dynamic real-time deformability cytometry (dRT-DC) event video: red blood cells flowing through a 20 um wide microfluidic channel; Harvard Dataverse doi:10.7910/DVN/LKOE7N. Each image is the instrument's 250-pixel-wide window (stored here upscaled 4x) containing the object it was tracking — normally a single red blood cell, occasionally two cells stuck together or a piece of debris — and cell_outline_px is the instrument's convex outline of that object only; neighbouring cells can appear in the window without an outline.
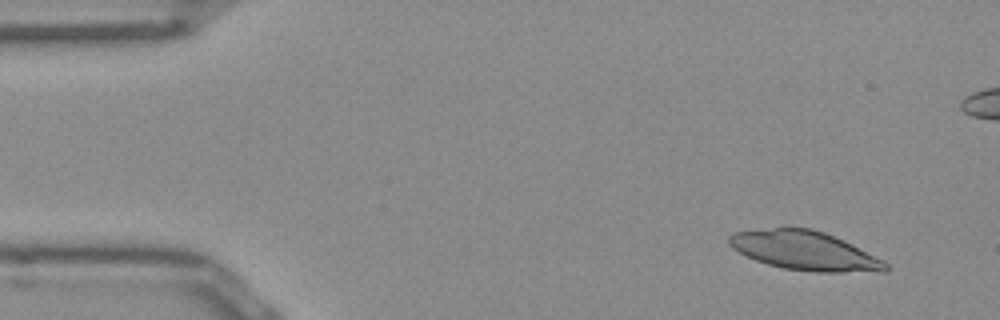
{"species": "Egyptian fruit bat (a non-hibernating species)", "species_latin": "Rousettus aegyptiacus", "temperature_condition": "room temperature", "stored_images_in_passage": 49, "camera_frame_rate_fps": 3000, "um_per_image_px": 0.085, "frame": {"image": 1, "passage_image": 2, "time_ms": 0.333, "image_size_px": [1000, 320], "cell_outline_px": [[892, 268], [888, 272], [816, 272], [784, 268], [768, 264], [756, 260], [732, 248], [728, 244], [728, 236], [732, 232], [772, 228], [812, 228], [824, 232], [844, 240], [884, 260]], "centroid_in_image_um": [68.45, 21.32], "position_along_channel_um": 16.5, "area_um2": 35.66}}